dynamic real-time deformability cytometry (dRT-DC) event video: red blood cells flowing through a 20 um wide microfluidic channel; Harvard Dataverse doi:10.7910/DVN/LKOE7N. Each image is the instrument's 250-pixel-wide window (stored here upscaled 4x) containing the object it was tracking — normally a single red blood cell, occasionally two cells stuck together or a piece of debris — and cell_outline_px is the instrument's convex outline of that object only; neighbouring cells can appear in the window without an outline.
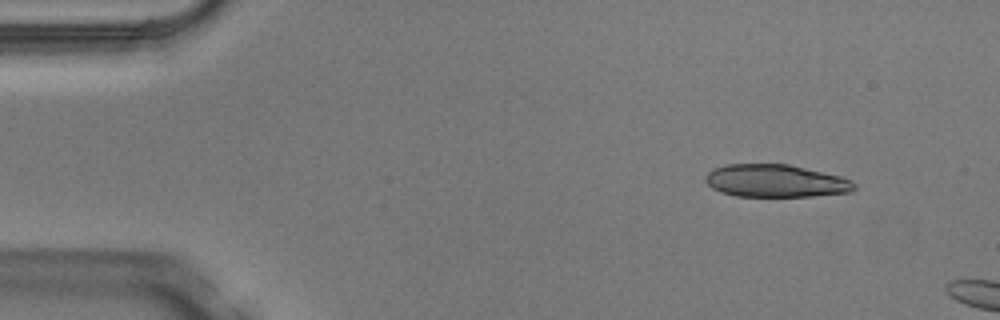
{"species": "Egyptian fruit bat (a non-hibernating species)", "species_latin": "Rousettus aegyptiacus", "temperature_condition": "warm", "stored_images_in_passage": 3, "camera_frame_rate_fps": 3000, "um_per_image_px": 0.085, "animal": {"sex": "male"}, "frame": {"image": 1, "passage_image": 2, "time_ms": 0.333, "image_size_px": [1000, 320], "cell_outline_px": [[856, 188], [852, 192], [812, 196], [736, 196], [720, 192], [712, 188], [704, 180], [704, 176], [712, 168], [724, 164], [788, 164], [840, 176], [856, 184]], "centroid_in_image_um": [65.88, 15.37], "position_along_channel_um": 19.1, "area_um2": 28.38}}